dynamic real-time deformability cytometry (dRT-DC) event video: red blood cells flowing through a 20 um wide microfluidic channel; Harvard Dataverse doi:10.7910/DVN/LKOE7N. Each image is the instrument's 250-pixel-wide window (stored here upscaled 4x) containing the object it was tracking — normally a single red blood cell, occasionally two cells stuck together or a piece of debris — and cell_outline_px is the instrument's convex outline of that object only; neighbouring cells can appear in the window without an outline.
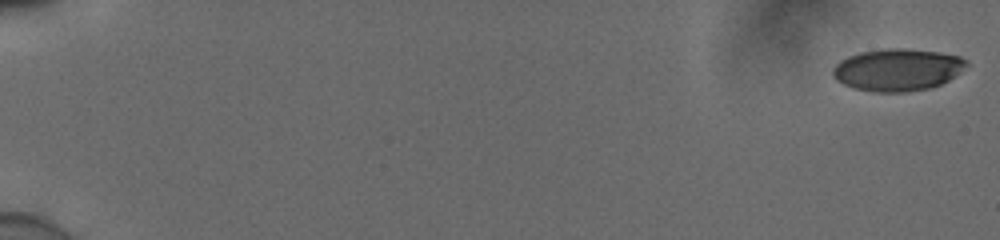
{"species": "human", "species_latin": "Homo sapiens", "temperature_condition": "cold", "stored_images_in_passage": 55, "camera_frame_rate_fps": 3000, "um_per_image_px": 0.085, "donor": {"sex": "male"}, "frame": {"image": 1, "passage_image": 1, "time_ms": 0.0, "image_size_px": [1000, 240], "cell_outline_px": [[968, 64], [960, 72], [948, 80], [932, 88], [908, 92], [872, 92], [856, 88], [844, 84], [836, 80], [832, 76], [832, 68], [840, 60], [848, 56], [860, 52], [888, 48], [904, 48], [940, 52], [960, 56], [968, 60]], "centroid_in_image_um": [76.29, 5.93], "position_along_channel_um": 8.7, "area_um2": 33.06}}
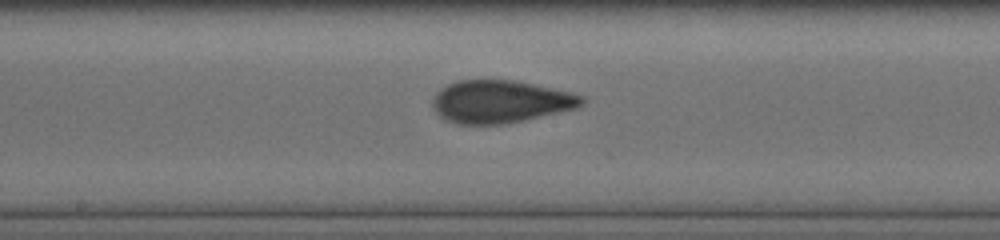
{"frame": {"image": 2, "passage_image": 32, "time_ms": 10.333, "image_size_px": [1000, 240], "cell_outline_px": [[584, 104], [576, 108], [524, 120], [500, 124], [460, 124], [444, 120], [436, 112], [432, 104], [432, 100], [436, 92], [440, 88], [448, 84], [460, 80], [512, 80], [568, 92], [584, 96]], "centroid_in_image_um": [42.49, 8.64], "position_along_channel_um": 205.7, "area_um2": 36.7}}
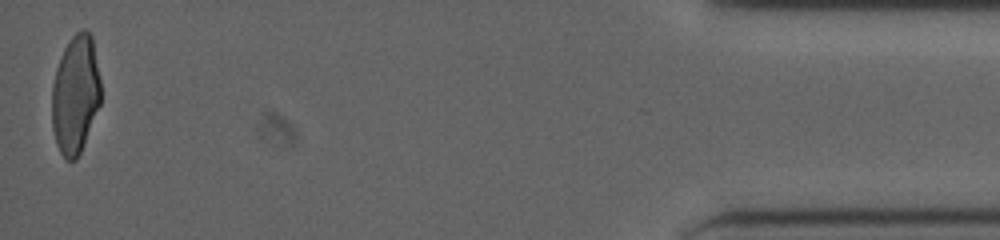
{"frame": {"image": 3, "passage_image": 55, "time_ms": 18.0, "image_size_px": [1000, 240], "cell_outline_px": [[100, 104], [84, 144], [76, 160], [68, 160], [60, 152], [56, 144], [52, 128], [52, 84], [56, 68], [64, 48], [72, 36], [80, 28], [84, 28], [92, 36], [100, 80]], "centroid_in_image_um": [6.4, 8.02], "position_along_channel_um": 428.8, "area_um2": 33.76}, "authors_computed_cell_mechanics": {"area_um2": 35.6626, "velocity_mm_per_s": 3.9063, "shape_relaxation_time_tau1_ms": 6.5116, "shape_relaxation_time_tau2_ms": 1.0115, "deformation_change_tau1": 0.1838, "deformation_change_tau2": 0.0707}}